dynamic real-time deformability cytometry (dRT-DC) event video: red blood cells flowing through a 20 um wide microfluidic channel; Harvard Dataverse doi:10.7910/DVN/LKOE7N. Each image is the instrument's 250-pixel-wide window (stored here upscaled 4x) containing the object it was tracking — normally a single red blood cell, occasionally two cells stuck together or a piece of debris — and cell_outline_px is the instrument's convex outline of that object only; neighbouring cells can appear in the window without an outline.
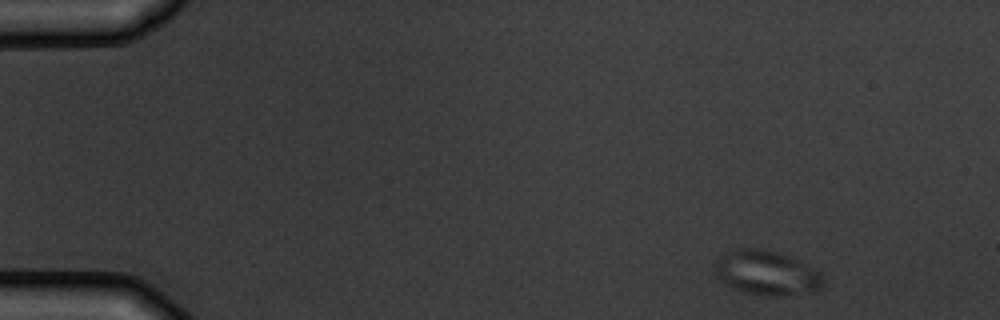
{"species": "common noctule bat (a hibernating species)", "species_latin": "Nyctalus noctula", "temperature_condition": "warm", "stored_images_in_passage": 3, "camera_frame_rate_fps": 3000, "um_per_image_px": 0.085, "animal": {"sex": "male", "body_mass_g": 19.5, "forearm_length_mm": 54.6}, "frame": {"image": 1, "passage_image": 1, "time_ms": 0.0, "image_size_px": [1000, 320], "cell_outline_px": [[824, 276], [820, 288], [816, 292], [784, 296], [764, 296], [744, 292], [732, 288], [720, 280], [716, 276], [716, 260], [720, 256], [736, 248], [756, 248], [776, 252], [788, 256], [820, 272]], "centroid_in_image_um": [65.16, 23.22], "position_along_channel_um": 19.8, "area_um2": 28.03}}
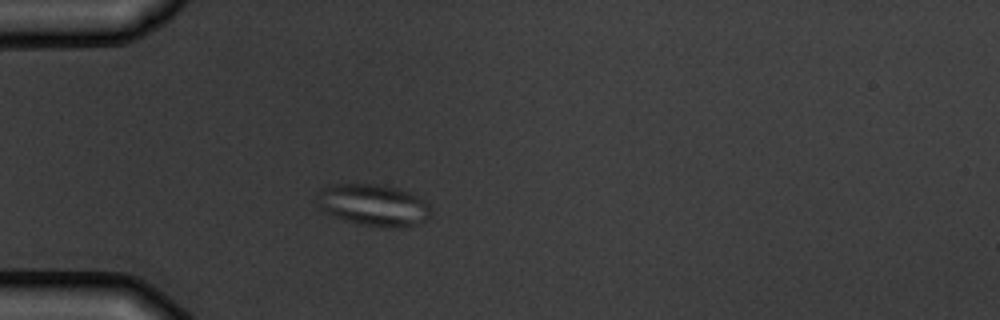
{"frame": {"image": 2, "passage_image": 3, "time_ms": 3.333, "image_size_px": [1000, 320], "cell_outline_px": [[432, 216], [428, 220], [412, 224], [392, 228], [360, 224], [336, 216], [320, 208], [316, 196], [320, 188], [328, 184], [376, 184], [396, 188], [408, 192], [416, 196], [428, 204], [432, 212]], "centroid_in_image_um": [31.74, 17.41], "position_along_channel_um": 53.3, "area_um2": 27.34}}